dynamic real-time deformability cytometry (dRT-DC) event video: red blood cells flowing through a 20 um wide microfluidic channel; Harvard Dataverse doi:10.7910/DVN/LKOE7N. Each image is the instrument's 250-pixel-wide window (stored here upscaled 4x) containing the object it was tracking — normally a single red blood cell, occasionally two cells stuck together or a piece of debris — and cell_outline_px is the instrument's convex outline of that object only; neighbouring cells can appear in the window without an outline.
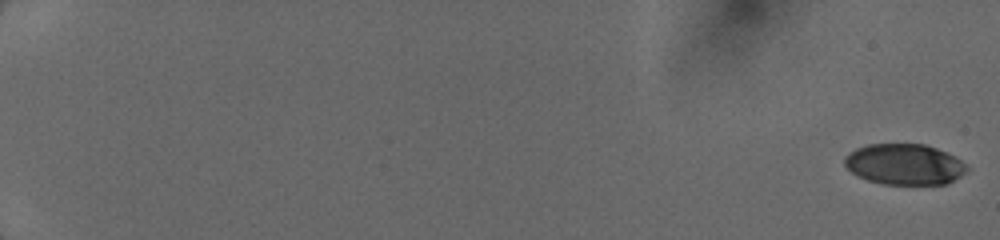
{"species": "human", "species_latin": "Homo sapiens", "temperature_condition": "cold", "stored_images_in_passage": 42, "camera_frame_rate_fps": 3000, "um_per_image_px": 0.085, "donor": {"sex": "female"}, "frame": {"image": 1, "passage_image": 1, "time_ms": 0.0, "image_size_px": [1000, 240], "cell_outline_px": [[968, 168], [960, 176], [948, 184], [884, 184], [868, 180], [852, 172], [844, 164], [844, 156], [848, 152], [856, 148], [868, 144], [924, 144], [936, 148], [956, 156]], "centroid_in_image_um": [76.87, 13.96], "position_along_channel_um": 8.1, "area_um2": 29.02}}
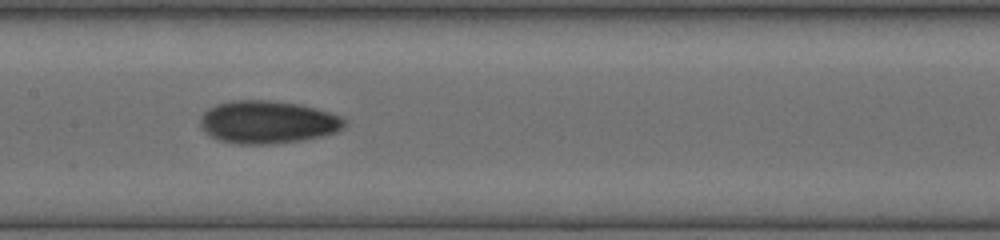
{"frame": {"image": 2, "passage_image": 23, "time_ms": 9.667, "image_size_px": [1000, 240], "cell_outline_px": [[348, 124], [344, 128], [336, 132], [320, 136], [300, 140], [268, 144], [236, 144], [220, 140], [212, 136], [200, 128], [200, 120], [204, 112], [208, 108], [216, 104], [232, 100], [268, 100], [300, 104], [316, 108], [344, 116], [348, 120]], "centroid_in_image_um": [22.79, 10.37], "position_along_channel_um": 184.6, "area_um2": 36.18}}
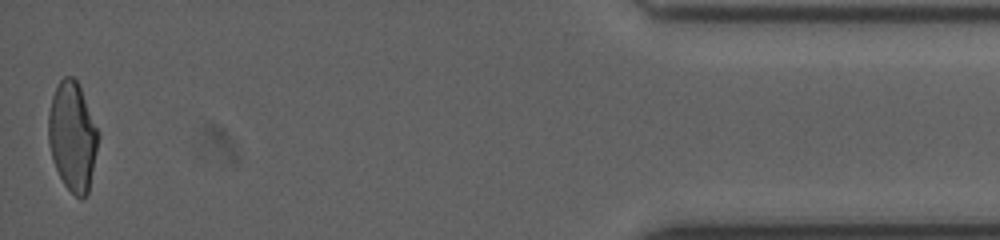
{"frame": {"image": 3, "passage_image": 42, "time_ms": 17.0, "image_size_px": [1000, 240], "cell_outline_px": [[96, 148], [88, 192], [80, 200], [64, 184], [56, 168], [52, 156], [48, 140], [48, 116], [52, 96], [60, 80], [64, 76], [72, 76], [76, 80], [80, 88], [96, 128]], "centroid_in_image_um": [6.11, 11.59], "position_along_channel_um": 429.1, "area_um2": 30.52}}